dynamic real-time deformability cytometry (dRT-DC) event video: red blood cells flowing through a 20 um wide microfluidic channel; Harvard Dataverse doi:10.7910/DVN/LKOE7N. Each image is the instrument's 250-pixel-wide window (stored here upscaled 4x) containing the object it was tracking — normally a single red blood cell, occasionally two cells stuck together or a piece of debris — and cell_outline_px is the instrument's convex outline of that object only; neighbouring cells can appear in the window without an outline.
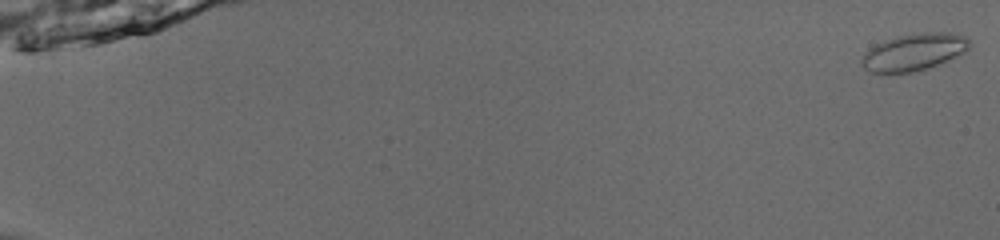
{"species": "common noctule bat (a hibernating species)", "species_latin": "Nyctalus noctula", "temperature_condition": "room temperature", "stored_images_in_passage": 54, "camera_frame_rate_fps": 3000, "um_per_image_px": 0.085, "animal": {"sex": "male", "body_mass_g": 13.0, "forearm_length_mm": 53.1}, "frame": {"image": 1, "passage_image": 1, "time_ms": 0.0, "image_size_px": [1000, 240], "cell_outline_px": [[972, 44], [964, 52], [928, 68], [912, 72], [872, 72], [864, 68], [860, 60], [864, 52], [868, 48], [876, 44], [896, 36], [916, 32], [948, 32], [968, 36]], "centroid_in_image_um": [77.69, 4.39], "position_along_channel_um": 7.3, "area_um2": 23.29}}
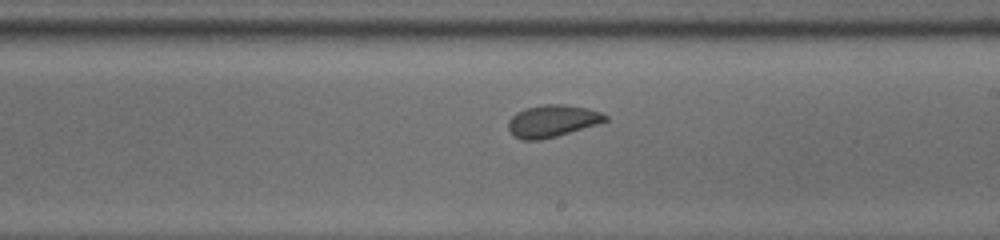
{"frame": {"image": 2, "passage_image": 34, "time_ms": 11.0, "image_size_px": [1000, 240], "cell_outline_px": [[608, 120], [596, 124], [556, 136], [540, 140], [520, 140], [512, 136], [508, 128], [508, 120], [516, 112], [524, 108], [544, 104], [564, 104], [584, 108], [600, 112], [608, 116]], "centroid_in_image_um": [46.88, 10.29], "position_along_channel_um": 242.1, "area_um2": 18.09}}
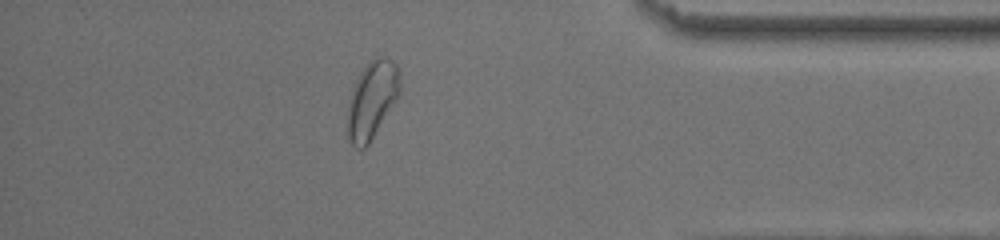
{"frame": {"image": 3, "passage_image": 48, "time_ms": 15.667, "image_size_px": [1000, 240], "cell_outline_px": [[400, 96], [368, 144], [364, 148], [356, 148], [348, 140], [348, 104], [352, 88], [360, 72], [376, 56], [380, 56], [396, 64], [400, 72]], "centroid_in_image_um": [31.63, 8.49], "position_along_channel_um": 403.6, "area_um2": 23.52}, "authors_computed_cell_mechanics": {"area_um2": 19.8832, "velocity_mm_per_s": 3.9346, "shape_relaxation_time_tau1_ms": 3.1979, "shape_relaxation_time_tau2_ms": 0.7116, "deformation_change_tau1": 0.0709, "deformation_change_tau2": 0.0454}}